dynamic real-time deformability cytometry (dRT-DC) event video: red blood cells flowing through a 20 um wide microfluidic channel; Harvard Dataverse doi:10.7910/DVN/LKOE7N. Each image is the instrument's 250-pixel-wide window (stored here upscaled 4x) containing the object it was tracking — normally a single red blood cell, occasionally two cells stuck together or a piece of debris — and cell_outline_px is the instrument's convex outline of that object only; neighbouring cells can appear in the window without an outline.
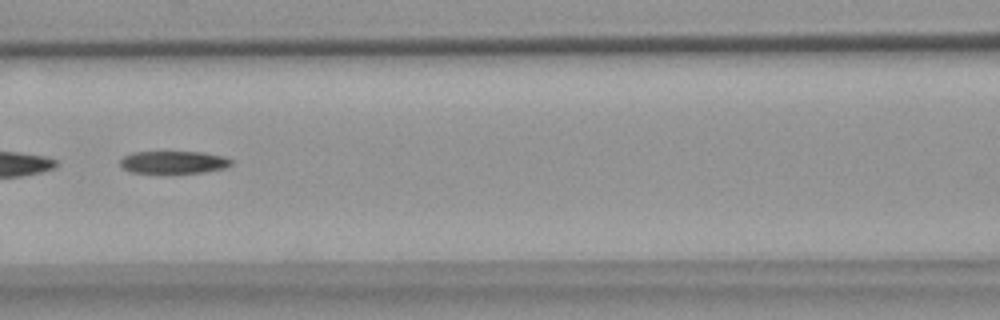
{"species": "common noctule bat (a hibernating species)", "species_latin": "Nyctalus noctula", "temperature_condition": "warm", "stored_images_in_passage": 7, "camera_frame_rate_fps": 3000, "um_per_image_px": 0.085, "animal": {"sex": "female", "body_mass_g": 18.4}, "frame": {"image": 1, "passage_image": 3, "time_ms": 2.667, "image_size_px": [1000, 320], "cell_outline_px": [[232, 164], [224, 168], [200, 172], [132, 172], [124, 168], [120, 164], [120, 160], [124, 156], [132, 152], [204, 152], [224, 156], [232, 160]], "centroid_in_image_um": [14.77, 13.77], "position_along_channel_um": 151.8, "area_um2": 14.28}}
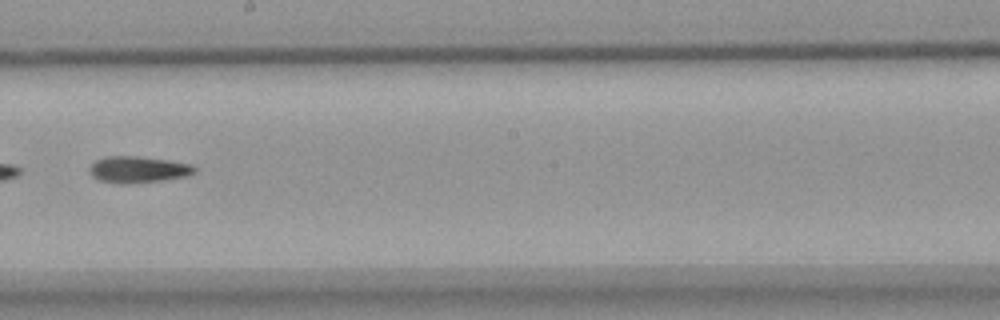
{"frame": {"image": 2, "passage_image": 5, "time_ms": 5.0, "image_size_px": [1000, 320], "cell_outline_px": [[196, 172], [184, 176], [160, 180], [100, 180], [92, 176], [88, 168], [96, 160], [104, 156], [136, 156], [168, 160], [192, 164], [196, 168]], "centroid_in_image_um": [11.77, 14.33], "position_along_channel_um": 236.4, "area_um2": 15.14}}
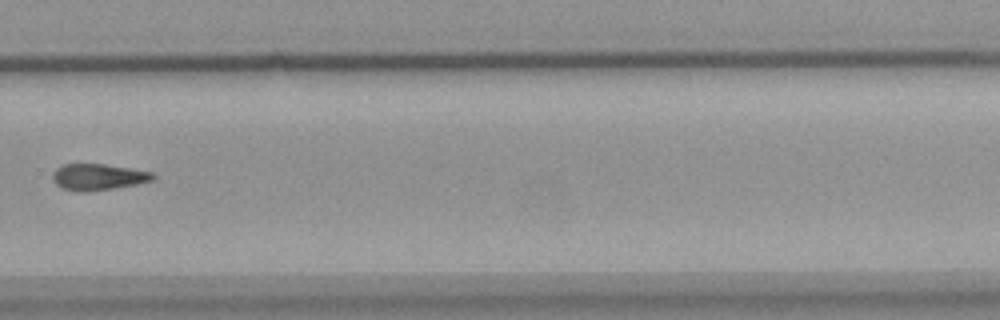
{"frame": {"image": 3, "passage_image": 7, "time_ms": 7.333, "image_size_px": [1000, 320], "cell_outline_px": [[156, 176], [152, 180], [136, 184], [88, 192], [76, 192], [60, 188], [52, 180], [52, 176], [56, 168], [64, 164], [104, 164], [152, 172]], "centroid_in_image_um": [8.29, 15.05], "position_along_channel_um": 321.5, "area_um2": 15.37}}